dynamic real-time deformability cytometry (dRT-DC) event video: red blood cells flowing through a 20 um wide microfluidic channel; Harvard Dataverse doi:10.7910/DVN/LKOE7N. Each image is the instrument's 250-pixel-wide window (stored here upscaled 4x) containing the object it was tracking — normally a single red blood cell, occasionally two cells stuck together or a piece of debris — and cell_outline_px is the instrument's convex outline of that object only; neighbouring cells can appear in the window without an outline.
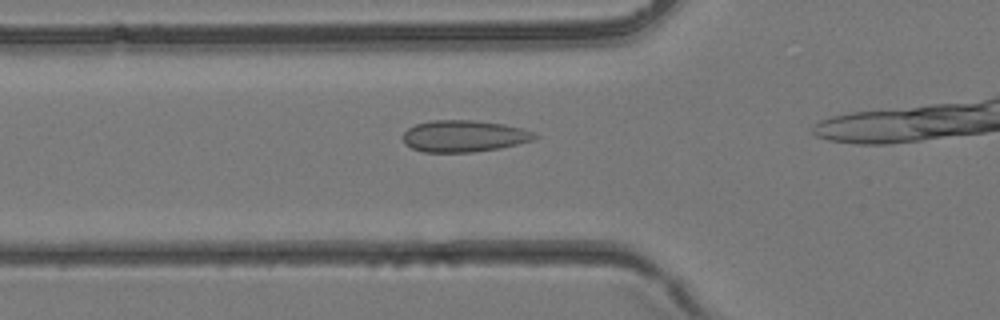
{"species": "common noctule bat (a hibernating species)", "species_latin": "Nyctalus noctula", "temperature_condition": "room temperature", "stored_images_in_passage": 7, "camera_frame_rate_fps": 3000, "um_per_image_px": 0.085, "animal": {"sex": "female", "body_mass_g": 24.6, "forearm_length_mm": 56.2}, "frame": {"image": 1, "passage_image": 4, "time_ms": 1.0, "image_size_px": [1000, 320], "cell_outline_px": [[540, 136], [536, 140], [500, 148], [472, 152], [424, 152], [412, 148], [404, 144], [404, 132], [408, 128], [416, 124], [432, 120], [472, 120], [504, 124], [520, 128], [532, 132]], "centroid_in_image_um": [39.46, 11.57], "position_along_channel_um": 86.3, "area_um2": 24.33}}
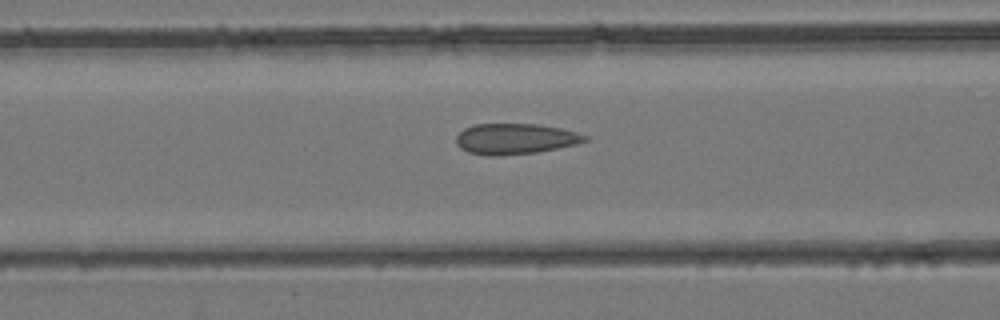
{"frame": {"image": 2, "passage_image": 6, "time_ms": 1.667, "image_size_px": [1000, 320], "cell_outline_px": [[588, 140], [556, 148], [536, 152], [500, 156], [488, 156], [468, 152], [460, 148], [456, 144], [456, 136], [464, 128], [476, 124], [536, 124], [560, 128], [576, 132], [588, 136]], "centroid_in_image_um": [43.74, 11.8], "position_along_channel_um": 122.9, "area_um2": 22.89}}